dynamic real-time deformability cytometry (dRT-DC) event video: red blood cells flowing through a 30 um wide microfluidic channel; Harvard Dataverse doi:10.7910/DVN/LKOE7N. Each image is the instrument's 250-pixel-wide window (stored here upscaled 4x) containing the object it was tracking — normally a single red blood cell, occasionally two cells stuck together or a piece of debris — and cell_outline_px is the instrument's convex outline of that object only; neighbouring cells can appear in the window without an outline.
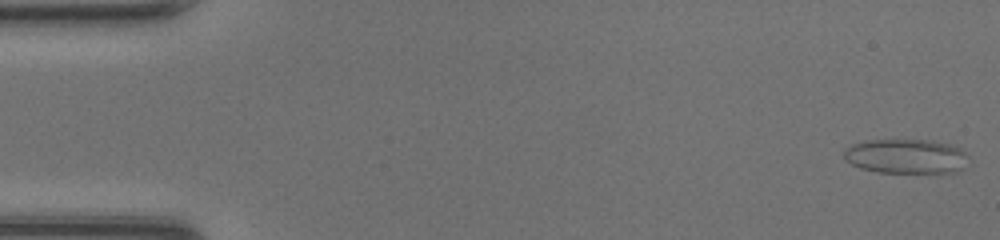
{"species": "common noctule bat (a hibernating species)", "species_latin": "Nyctalus noctula", "temperature_condition": "room temperature", "stored_images_in_passage": 47, "camera_frame_rate_fps": 3000, "um_per_image_px": 0.085, "animal": {"sex": "female", "body_mass_g": 20.0, "forearm_length_mm": 54.0}, "frame": {"image": 1, "passage_image": 1, "time_ms": 0.0, "image_size_px": [1000, 240], "cell_outline_px": [[968, 156], [964, 168], [956, 172], [876, 172], [860, 168], [844, 160], [844, 148], [852, 144], [864, 140], [932, 140], [952, 144], [960, 148]], "centroid_in_image_um": [77.0, 13.27], "position_along_channel_um": 8.0, "area_um2": 25.26}}
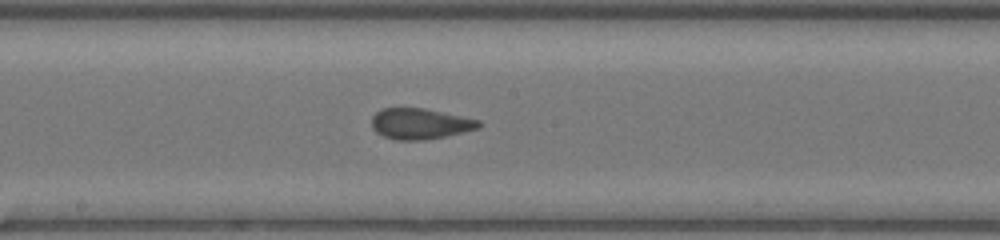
{"frame": {"image": 2, "passage_image": 25, "time_ms": 8.0, "image_size_px": [1000, 240], "cell_outline_px": [[484, 124], [480, 128], [444, 136], [424, 140], [396, 140], [384, 136], [376, 132], [372, 128], [372, 116], [376, 112], [384, 108], [424, 108], [480, 120]], "centroid_in_image_um": [35.72, 10.52], "position_along_channel_um": 212.5, "area_um2": 19.19}}
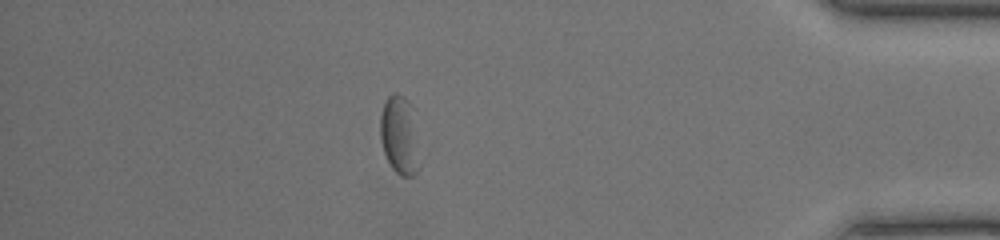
{"frame": {"image": 3, "passage_image": 41, "time_ms": 13.333, "image_size_px": [1000, 240], "cell_outline_px": [[420, 168], [412, 176], [400, 176], [392, 168], [384, 152], [380, 140], [380, 116], [384, 104], [388, 96], [392, 92], [396, 92], [404, 96], [408, 100], [420, 164]], "centroid_in_image_um": [33.92, 11.53], "position_along_channel_um": 401.3, "area_um2": 17.46}, "authors_computed_cell_mechanics": {"area_um2": 19.8254, "velocity_mm_per_s": 4.3247, "shape_relaxation_time_tau1_ms": 5.4718, "shape_relaxation_time_tau2_ms": 1.231, "deformation_change_tau1": 0.1167, "deformation_change_tau2": 0.0605}}